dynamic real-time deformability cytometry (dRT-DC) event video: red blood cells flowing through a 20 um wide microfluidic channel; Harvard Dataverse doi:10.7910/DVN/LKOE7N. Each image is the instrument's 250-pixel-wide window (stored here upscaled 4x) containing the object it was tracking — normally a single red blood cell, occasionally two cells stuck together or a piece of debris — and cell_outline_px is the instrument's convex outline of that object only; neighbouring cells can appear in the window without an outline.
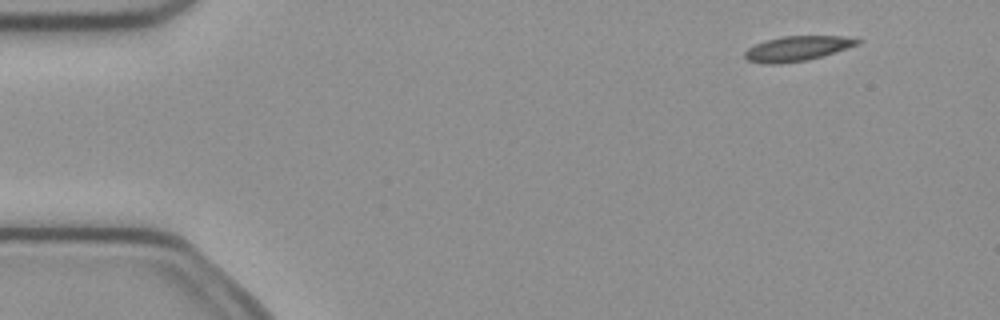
{"species": "common noctule bat (a hibernating species)", "species_latin": "Nyctalus noctula", "temperature_condition": "cold", "stored_images_in_passage": 4, "camera_frame_rate_fps": 3000, "um_per_image_px": 0.085, "animal": {"sex": "female", "body_mass_g": 21.9}, "frame": {"image": 1, "passage_image": 1, "time_ms": 0.0, "image_size_px": [1000, 320], "cell_outline_px": [[864, 40], [860, 44], [808, 60], [780, 64], [764, 64], [748, 60], [744, 56], [744, 52], [748, 48], [764, 40], [784, 36], [840, 36]], "centroid_in_image_um": [67.75, 4.12], "position_along_channel_um": 17.2, "area_um2": 16.36}}